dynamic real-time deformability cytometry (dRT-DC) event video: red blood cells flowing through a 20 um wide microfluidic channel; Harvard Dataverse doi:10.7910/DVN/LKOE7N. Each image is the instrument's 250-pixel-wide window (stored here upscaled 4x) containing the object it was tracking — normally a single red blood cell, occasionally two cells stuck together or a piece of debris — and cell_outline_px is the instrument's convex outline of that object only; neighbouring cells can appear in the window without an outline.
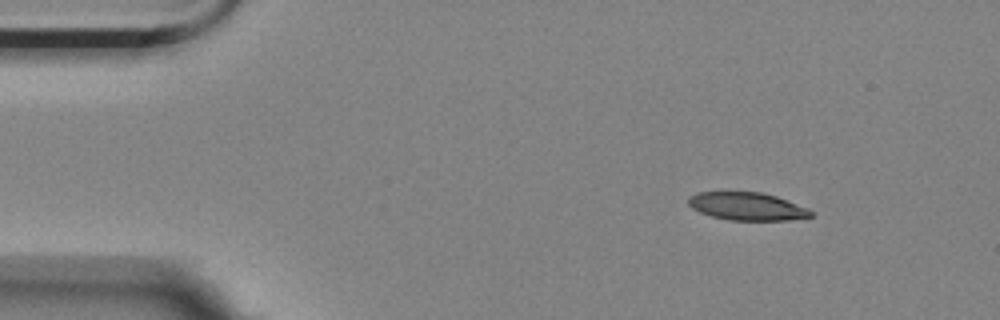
{"species": "Egyptian fruit bat (a non-hibernating species)", "species_latin": "Rousettus aegyptiacus", "temperature_condition": "room temperature", "stored_images_in_passage": 50, "camera_frame_rate_fps": 3000, "um_per_image_px": 0.085, "animal": {"sex": "female"}, "frame": {"image": 1, "passage_image": 1, "time_ms": 0.0, "image_size_px": [1000, 320], "cell_outline_px": [[812, 216], [788, 220], [728, 220], [712, 216], [700, 212], [692, 208], [688, 204], [688, 196], [696, 192], [760, 192], [776, 196], [808, 208], [812, 212]], "centroid_in_image_um": [63.47, 17.53], "position_along_channel_um": 21.5, "area_um2": 19.83}}
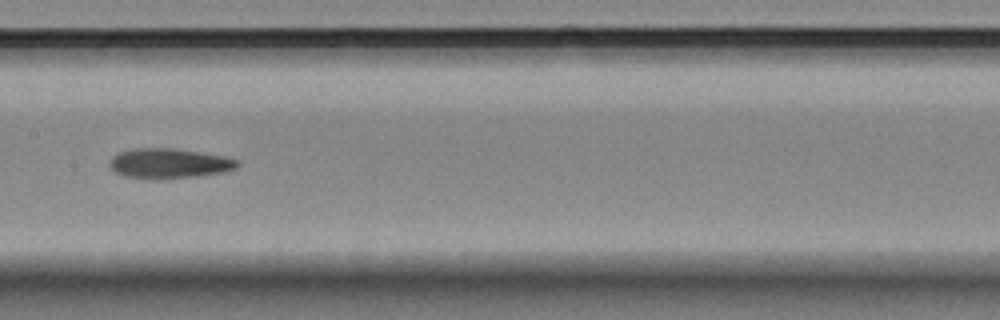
{"frame": {"image": 2, "passage_image": 22, "time_ms": 7.0, "image_size_px": [1000, 320], "cell_outline_px": [[236, 168], [224, 172], [200, 176], [152, 180], [124, 176], [116, 172], [108, 164], [108, 160], [112, 156], [120, 152], [136, 148], [172, 148], [220, 156], [236, 160]], "centroid_in_image_um": [14.28, 13.91], "position_along_channel_um": 193.1, "area_um2": 22.14}}
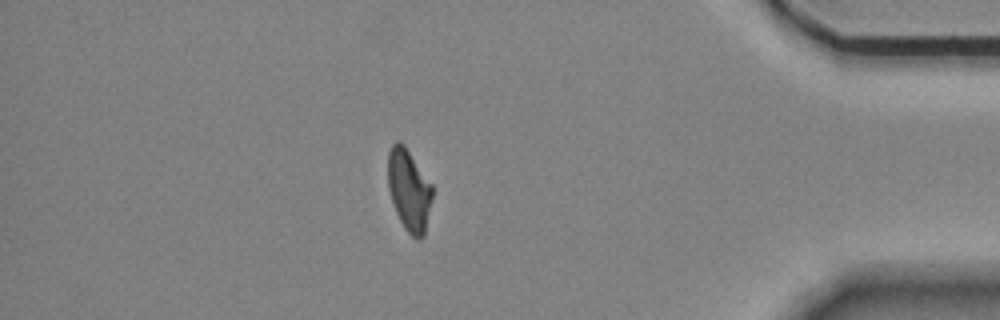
{"frame": {"image": 3, "passage_image": 43, "time_ms": 14.0, "image_size_px": [1000, 320], "cell_outline_px": [[432, 196], [424, 236], [420, 240], [416, 240], [404, 228], [396, 212], [388, 188], [388, 152], [392, 144], [396, 140], [400, 140], [404, 144], [432, 184]], "centroid_in_image_um": [34.76, 16.14], "position_along_channel_um": 400.4, "area_um2": 21.15}, "authors_computed_cell_mechanics": {"area_um2": 21.8195, "velocity_mm_per_s": 3.5117, "shape_relaxation_time_tau1_ms": 7.5702, "shape_relaxation_time_tau2_ms": null, "deformation_change_tau1": 0.2026, "deformation_change_tau2": null}}